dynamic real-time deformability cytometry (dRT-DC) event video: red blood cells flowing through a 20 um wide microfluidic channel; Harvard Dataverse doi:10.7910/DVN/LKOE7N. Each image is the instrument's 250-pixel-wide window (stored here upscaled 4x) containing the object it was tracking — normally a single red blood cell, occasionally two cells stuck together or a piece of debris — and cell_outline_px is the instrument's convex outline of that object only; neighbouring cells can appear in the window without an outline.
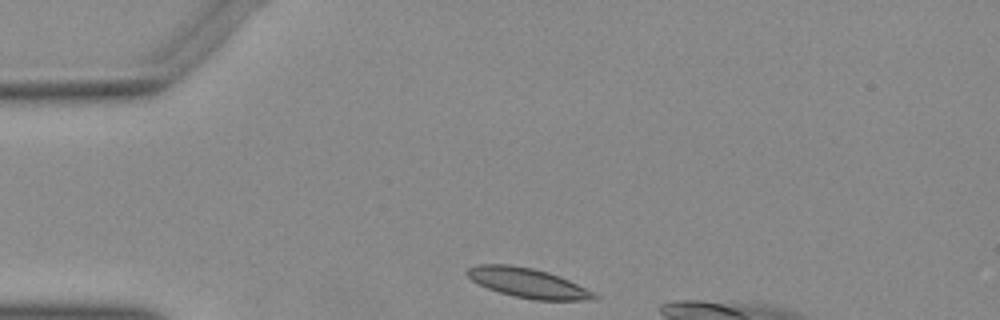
{"species": "Egyptian fruit bat (a non-hibernating species)", "species_latin": "Rousettus aegyptiacus", "temperature_condition": "warm", "stored_images_in_passage": 32, "camera_frame_rate_fps": 3000, "um_per_image_px": 0.085, "animal": {"sex": "female"}, "frame": {"image": 1, "passage_image": 1, "time_ms": 0.0, "image_size_px": [1000, 320], "cell_outline_px": [[600, 296], [596, 300], [536, 300], [516, 296], [500, 292], [488, 288], [472, 280], [464, 272], [468, 268], [480, 264], [512, 264], [532, 268], [548, 272], [560, 276], [596, 292]], "centroid_in_image_um": [44.93, 24.05], "position_along_channel_um": 40.1, "area_um2": 21.96}}
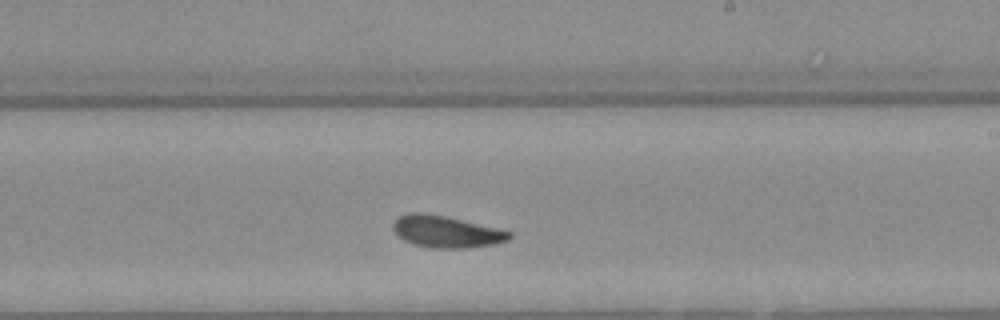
{"frame": {"image": 2, "passage_image": 20, "time_ms": 6.333, "image_size_px": [1000, 320], "cell_outline_px": [[512, 236], [508, 240], [492, 244], [464, 248], [432, 248], [416, 244], [404, 240], [396, 236], [392, 228], [392, 224], [400, 216], [408, 212], [424, 212], [444, 216], [496, 228], [512, 232]], "centroid_in_image_um": [37.88, 19.68], "position_along_channel_um": 251.1, "area_um2": 21.33}}
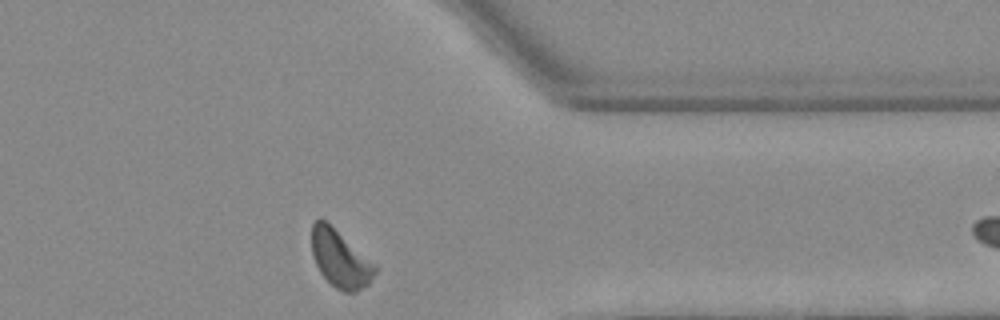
{"frame": {"image": 3, "passage_image": 31, "time_ms": 10.0, "image_size_px": [1000, 320], "cell_outline_px": [[380, 268], [368, 284], [356, 292], [344, 292], [336, 288], [320, 272], [312, 256], [312, 224], [316, 220], [324, 220], [376, 264]], "centroid_in_image_um": [28.94, 22.03], "position_along_channel_um": 382.5, "area_um2": 20.87}}